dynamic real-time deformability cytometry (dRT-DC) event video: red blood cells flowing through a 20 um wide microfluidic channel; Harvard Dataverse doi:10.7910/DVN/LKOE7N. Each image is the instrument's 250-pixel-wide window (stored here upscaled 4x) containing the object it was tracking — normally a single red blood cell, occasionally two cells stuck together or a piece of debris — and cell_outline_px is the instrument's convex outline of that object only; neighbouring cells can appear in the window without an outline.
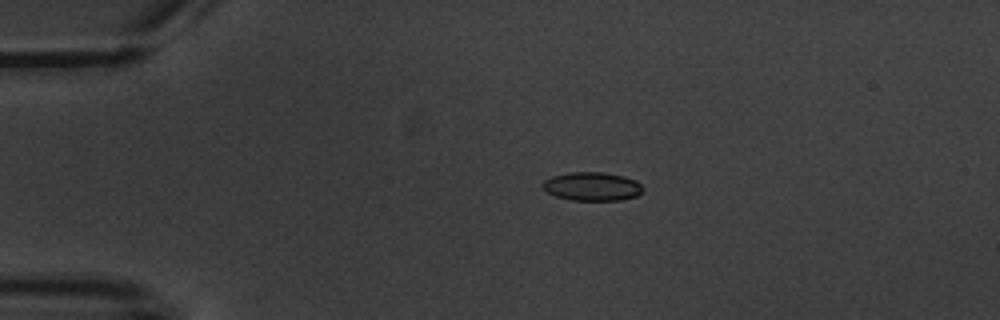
{"species": "common noctule bat (a hibernating species)", "species_latin": "Nyctalus noctula", "temperature_condition": "warm", "stored_images_in_passage": 3, "camera_frame_rate_fps": 3000, "um_per_image_px": 0.085, "animal": {"sex": "male", "body_mass_g": 20.1, "forearm_length_mm": 53.5}, "frame": {"image": 1, "passage_image": 1, "time_ms": 0.0, "image_size_px": [1000, 320], "cell_outline_px": [[644, 188], [636, 196], [620, 200], [572, 200], [556, 196], [548, 192], [540, 184], [544, 180], [552, 176], [572, 172], [604, 172], [624, 176], [636, 180]], "centroid_in_image_um": [50.33, 15.84], "position_along_channel_um": 34.7, "area_um2": 16.65}}
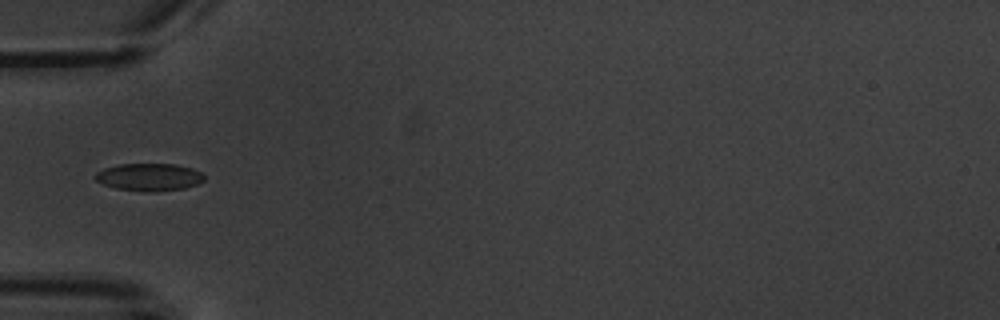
{"frame": {"image": 2, "passage_image": 3, "time_ms": 2.333, "image_size_px": [1000, 320], "cell_outline_px": [[204, 180], [196, 184], [184, 188], [156, 192], [144, 192], [116, 188], [104, 184], [96, 180], [92, 176], [96, 172], [104, 168], [120, 164], [176, 164], [192, 168], [200, 172], [204, 176]], "centroid_in_image_um": [12.66, 15.05], "position_along_channel_um": 72.3, "area_um2": 17.51}}